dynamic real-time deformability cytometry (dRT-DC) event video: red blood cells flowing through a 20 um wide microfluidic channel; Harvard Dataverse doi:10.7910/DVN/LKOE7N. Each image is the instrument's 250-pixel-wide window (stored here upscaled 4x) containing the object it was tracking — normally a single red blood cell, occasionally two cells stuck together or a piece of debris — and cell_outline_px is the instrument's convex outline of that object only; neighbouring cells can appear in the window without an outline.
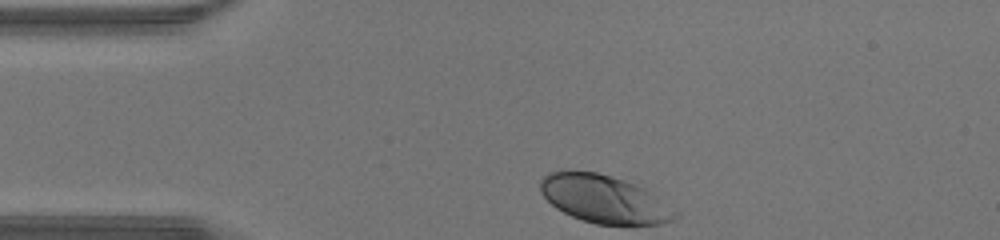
{"species": "human", "species_latin": "Homo sapiens", "temperature_condition": "warm", "stored_images_in_passage": 28, "camera_frame_rate_fps": 3000, "um_per_image_px": 0.085, "donor": {"sex": "male"}, "frame": {"image": 1, "passage_image": 1, "time_ms": 0.0, "image_size_px": [1000, 240], "cell_outline_px": [[680, 216], [672, 220], [660, 224], [596, 224], [572, 216], [556, 208], [540, 192], [540, 180], [548, 172], [596, 172], [612, 176], [636, 184], [644, 188], [680, 212]], "centroid_in_image_um": [51.39, 16.93], "position_along_channel_um": 33.6, "area_um2": 37.28}}
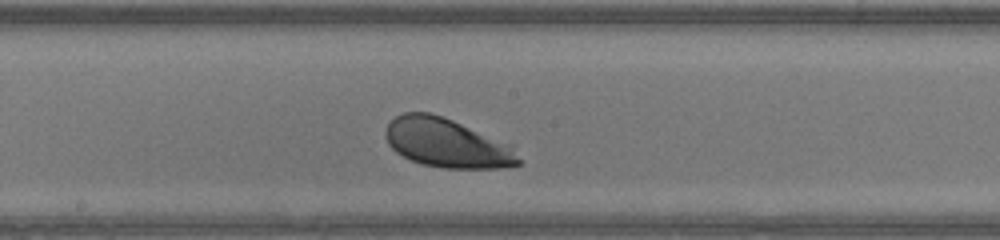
{"frame": {"image": 2, "passage_image": 16, "time_ms": 5.0, "image_size_px": [1000, 240], "cell_outline_px": [[524, 164], [500, 168], [440, 168], [420, 164], [396, 152], [388, 144], [384, 136], [384, 132], [388, 124], [396, 116], [404, 112], [432, 112], [444, 116], [508, 148]], "centroid_in_image_um": [37.82, 12.17], "position_along_channel_um": 210.4, "area_um2": 36.76}}
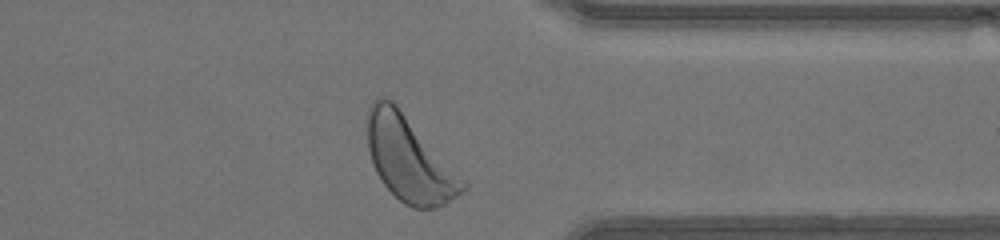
{"frame": {"image": 3, "passage_image": 28, "time_ms": 9.0, "image_size_px": [1000, 240], "cell_outline_px": [[468, 188], [464, 192], [444, 204], [436, 208], [412, 208], [404, 204], [380, 180], [372, 164], [368, 148], [368, 108], [372, 100], [376, 96], [388, 96], [396, 104], [468, 184]], "centroid_in_image_um": [34.77, 13.51], "position_along_channel_um": 376.6, "area_um2": 46.88}, "authors_computed_cell_mechanics": {"area_um2": 38.4659, "velocity_mm_per_s": 4.362, "shape_relaxation_time_tau1_ms": 0.7336, "shape_relaxation_time_tau2_ms": 4.998, "deformation_change_tau1": 0.1024, "deformation_change_tau2": 0.1107}}